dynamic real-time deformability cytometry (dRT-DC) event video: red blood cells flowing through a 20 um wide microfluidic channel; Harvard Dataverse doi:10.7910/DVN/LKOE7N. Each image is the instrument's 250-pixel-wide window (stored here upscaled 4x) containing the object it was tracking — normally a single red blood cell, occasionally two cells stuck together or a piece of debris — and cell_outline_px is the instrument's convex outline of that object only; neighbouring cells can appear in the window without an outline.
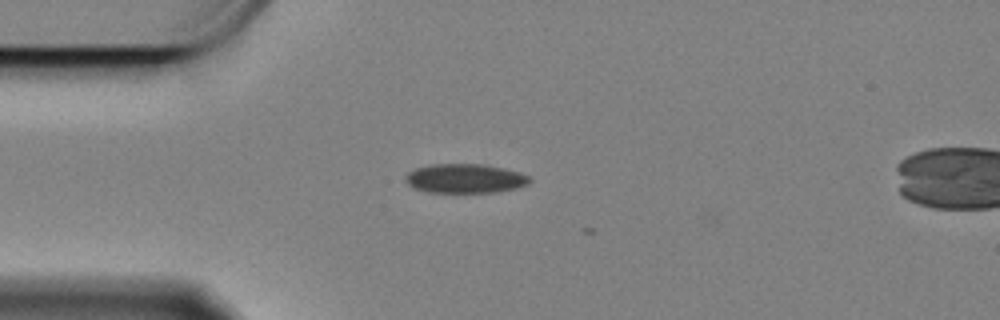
{"species": "Egyptian fruit bat (a non-hibernating species)", "species_latin": "Rousettus aegyptiacus", "temperature_condition": "cold", "stored_images_in_passage": 3, "camera_frame_rate_fps": 3000, "um_per_image_px": 0.085, "animal": {"sex": "female"}, "frame": {"image": 1, "passage_image": 2, "time_ms": 0.333, "image_size_px": [1000, 320], "cell_outline_px": [[532, 180], [528, 184], [516, 188], [492, 192], [432, 192], [416, 188], [408, 184], [404, 176], [408, 172], [416, 168], [428, 164], [484, 164], [504, 168], [520, 172], [528, 176]], "centroid_in_image_um": [39.54, 15.15], "position_along_channel_um": 45.5, "area_um2": 21.04}}